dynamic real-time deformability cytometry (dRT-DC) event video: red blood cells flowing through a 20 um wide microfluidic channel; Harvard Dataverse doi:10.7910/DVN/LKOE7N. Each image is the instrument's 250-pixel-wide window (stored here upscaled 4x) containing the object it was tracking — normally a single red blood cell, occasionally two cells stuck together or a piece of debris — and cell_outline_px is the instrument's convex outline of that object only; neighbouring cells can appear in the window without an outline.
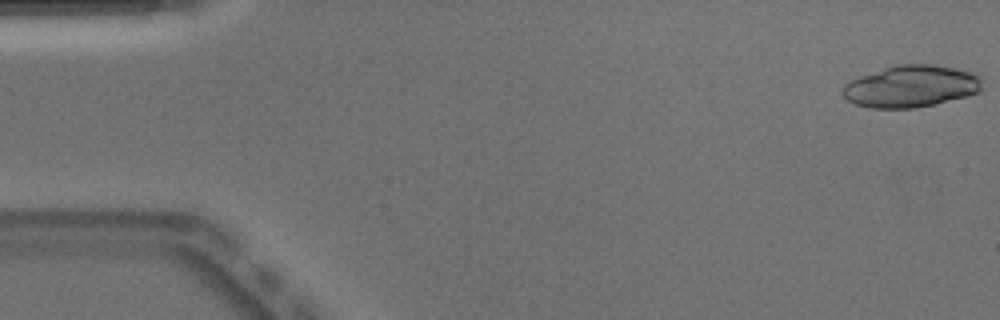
{"species": "Egyptian fruit bat (a non-hibernating species)", "species_latin": "Rousettus aegyptiacus", "temperature_condition": "warm", "stored_images_in_passage": 12, "camera_frame_rate_fps": 3000, "um_per_image_px": 0.085, "animal": {"sex": "male"}, "frame": {"image": 1, "passage_image": 1, "time_ms": 0.0, "image_size_px": [1000, 320], "cell_outline_px": [[984, 88], [980, 92], [968, 96], [936, 104], [912, 108], [868, 108], [856, 104], [848, 100], [840, 92], [840, 88], [844, 84], [860, 76], [896, 64], [932, 64], [952, 68], [984, 76]], "centroid_in_image_um": [77.48, 7.34], "position_along_channel_um": 7.5, "area_um2": 34.45}}